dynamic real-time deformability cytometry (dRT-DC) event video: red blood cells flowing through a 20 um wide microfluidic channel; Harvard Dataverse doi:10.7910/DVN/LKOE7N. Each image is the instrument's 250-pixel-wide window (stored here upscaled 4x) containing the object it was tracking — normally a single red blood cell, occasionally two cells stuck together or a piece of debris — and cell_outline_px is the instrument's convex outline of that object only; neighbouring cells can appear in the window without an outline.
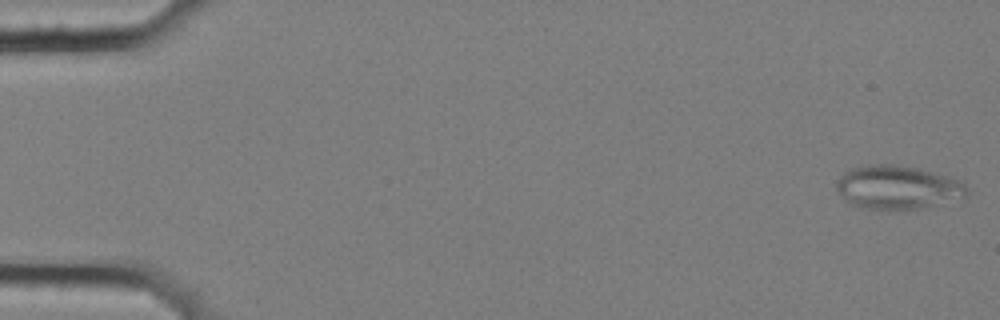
{"species": "common noctule bat (a hibernating species)", "species_latin": "Nyctalus noctula", "temperature_condition": "cold", "stored_images_in_passage": 5, "camera_frame_rate_fps": 3000, "um_per_image_px": 0.085, "animal": {"sex": "female", "body_mass_g": 25.1}, "frame": {"image": 1, "passage_image": 1, "time_ms": 0.0, "image_size_px": [1000, 320], "cell_outline_px": [[968, 192], [964, 196], [916, 208], [868, 208], [852, 204], [836, 188], [836, 184], [840, 176], [844, 172], [852, 168], [868, 164], [892, 164], [916, 168], [932, 172], [960, 180], [968, 188]], "centroid_in_image_um": [76.26, 15.88], "position_along_channel_um": 8.7, "area_um2": 31.91}}